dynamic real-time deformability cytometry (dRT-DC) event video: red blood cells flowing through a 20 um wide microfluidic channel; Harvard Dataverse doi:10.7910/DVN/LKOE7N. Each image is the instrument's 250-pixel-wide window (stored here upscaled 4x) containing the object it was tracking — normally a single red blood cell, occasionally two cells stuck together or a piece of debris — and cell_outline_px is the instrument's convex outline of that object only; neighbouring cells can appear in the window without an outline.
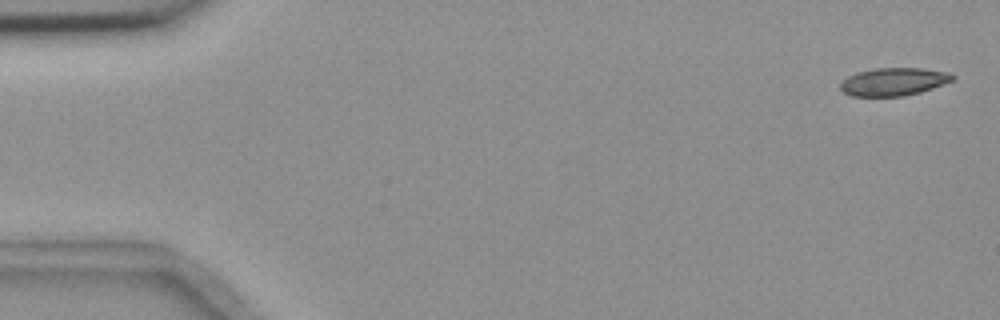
{"species": "common noctule bat (a hibernating species)", "species_latin": "Nyctalus noctula", "temperature_condition": "room temperature", "stored_images_in_passage": 4, "camera_frame_rate_fps": 3000, "um_per_image_px": 0.085, "animal": {"sex": "female", "body_mass_g": 18.4}, "frame": {"image": 1, "passage_image": 1, "time_ms": 0.0, "image_size_px": [1000, 320], "cell_outline_px": [[956, 76], [952, 80], [944, 84], [920, 92], [904, 96], [852, 96], [844, 92], [840, 88], [840, 84], [848, 76], [860, 72], [876, 68], [924, 68], [952, 72]], "centroid_in_image_um": [76.02, 6.94], "position_along_channel_um": 9.0, "area_um2": 18.21}}
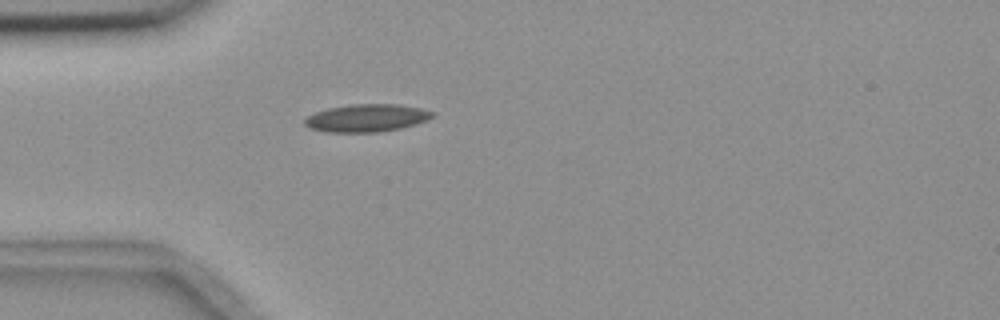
{"frame": {"image": 2, "passage_image": 4, "time_ms": 4.667, "image_size_px": [1000, 320], "cell_outline_px": [[436, 116], [428, 120], [416, 124], [400, 128], [380, 132], [328, 132], [308, 128], [304, 124], [304, 120], [308, 116], [316, 112], [328, 108], [352, 104], [400, 104], [420, 108], [432, 112]], "centroid_in_image_um": [31.18, 10.03], "position_along_channel_um": 53.8, "area_um2": 20.63}}